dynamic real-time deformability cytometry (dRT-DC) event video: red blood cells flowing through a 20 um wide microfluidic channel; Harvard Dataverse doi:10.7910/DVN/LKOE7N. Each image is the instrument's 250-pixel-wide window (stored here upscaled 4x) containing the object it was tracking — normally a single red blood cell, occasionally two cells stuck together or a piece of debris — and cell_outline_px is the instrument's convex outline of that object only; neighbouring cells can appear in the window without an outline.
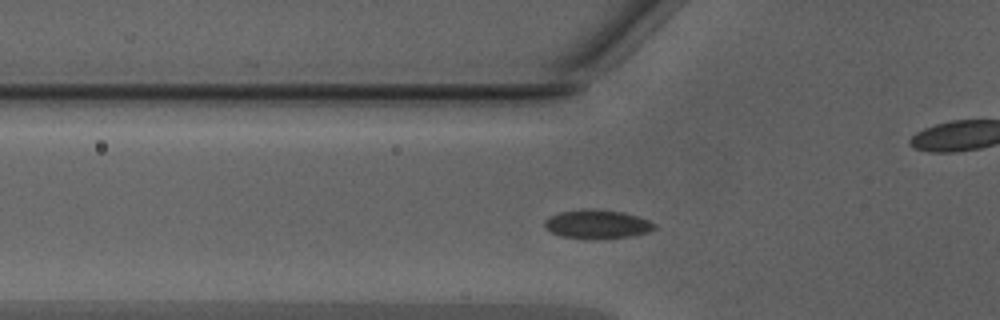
{"species": "Egyptian fruit bat (a non-hibernating species)", "species_latin": "Rousettus aegyptiacus", "temperature_condition": "warm", "stored_images_in_passage": 38, "camera_frame_rate_fps": 3000, "um_per_image_px": 0.085, "animal": {"sex": "male"}, "frame": {"image": 1, "passage_image": 9, "time_ms": 2.667, "image_size_px": [1000, 320], "cell_outline_px": [[656, 228], [648, 232], [632, 236], [592, 240], [560, 236], [544, 228], [544, 220], [548, 216], [560, 212], [588, 208], [592, 208], [624, 212], [648, 220], [656, 224]], "centroid_in_image_um": [50.73, 19.06], "position_along_channel_um": 75.1, "area_um2": 18.79}}
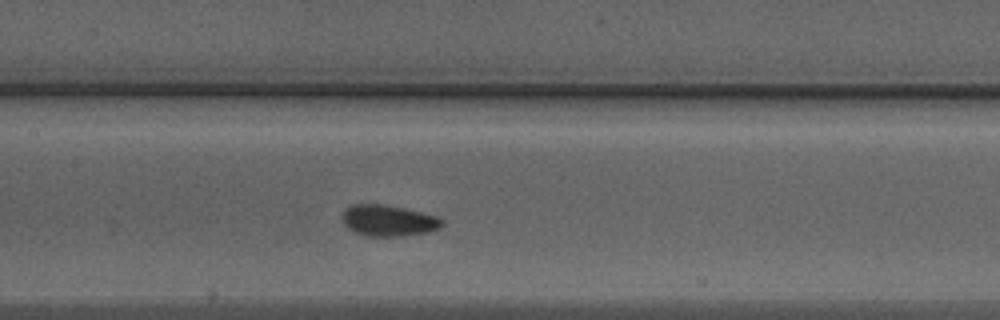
{"frame": {"image": 2, "passage_image": 16, "time_ms": 5.0, "image_size_px": [1000, 320], "cell_outline_px": [[444, 224], [440, 228], [428, 232], [404, 236], [368, 236], [356, 232], [348, 228], [344, 224], [340, 216], [344, 208], [352, 204], [380, 204], [404, 208], [440, 216], [444, 220]], "centroid_in_image_um": [33.03, 18.74], "position_along_channel_um": 174.4, "area_um2": 18.44}}
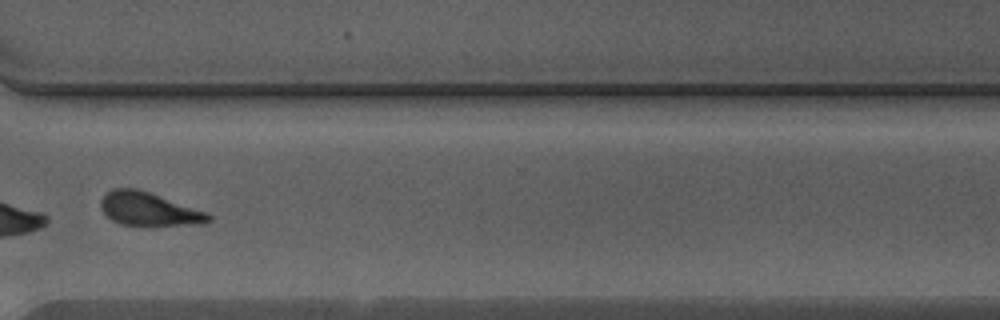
{"frame": {"image": 3, "passage_image": 28, "time_ms": 9.0, "image_size_px": [1000, 320], "cell_outline_px": [[212, 220], [192, 224], [120, 224], [112, 220], [100, 208], [100, 200], [112, 188], [136, 188], [208, 212], [212, 216]], "centroid_in_image_um": [12.62, 17.74], "position_along_channel_um": 358.0, "area_um2": 20.35}, "authors_computed_cell_mechanics": {"area_um2": 20.3456, "velocity_mm_per_s": 4.2826, "shape_relaxation_time_tau1_ms": null, "shape_relaxation_time_tau2_ms": 4.3573, "deformation_change_tau1": null, "deformation_change_tau2": 0.125}}